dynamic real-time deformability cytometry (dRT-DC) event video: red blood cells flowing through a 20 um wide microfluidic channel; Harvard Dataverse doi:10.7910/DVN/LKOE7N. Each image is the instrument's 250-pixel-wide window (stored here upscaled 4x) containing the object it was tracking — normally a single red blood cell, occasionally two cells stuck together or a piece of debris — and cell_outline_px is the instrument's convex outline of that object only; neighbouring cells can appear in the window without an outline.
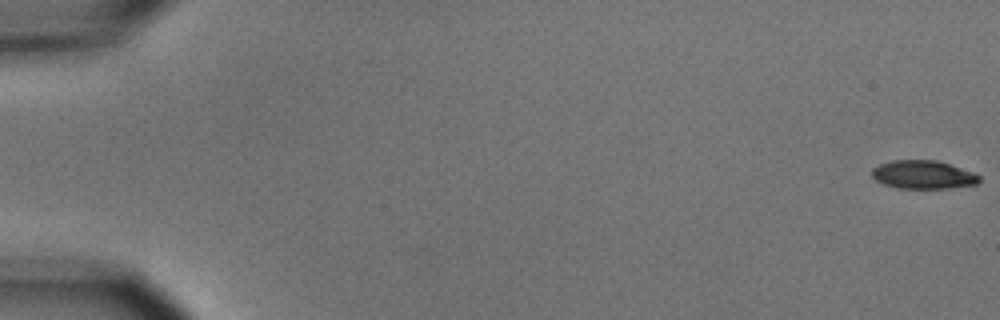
{"species": "common noctule bat (a hibernating species)", "species_latin": "Nyctalus noctula", "temperature_condition": "cold", "stored_images_in_passage": 4, "camera_frame_rate_fps": 3000, "um_per_image_px": 0.085, "animal": {"sex": "male", "body_mass_g": 15.6}, "frame": {"image": 1, "passage_image": 1, "time_ms": 0.0, "image_size_px": [1000, 320], "cell_outline_px": [[980, 180], [976, 184], [948, 188], [896, 188], [884, 184], [876, 180], [872, 176], [872, 168], [880, 164], [892, 160], [936, 160], [972, 172], [980, 176]], "centroid_in_image_um": [78.44, 14.85], "position_along_channel_um": 6.6, "area_um2": 17.57}}